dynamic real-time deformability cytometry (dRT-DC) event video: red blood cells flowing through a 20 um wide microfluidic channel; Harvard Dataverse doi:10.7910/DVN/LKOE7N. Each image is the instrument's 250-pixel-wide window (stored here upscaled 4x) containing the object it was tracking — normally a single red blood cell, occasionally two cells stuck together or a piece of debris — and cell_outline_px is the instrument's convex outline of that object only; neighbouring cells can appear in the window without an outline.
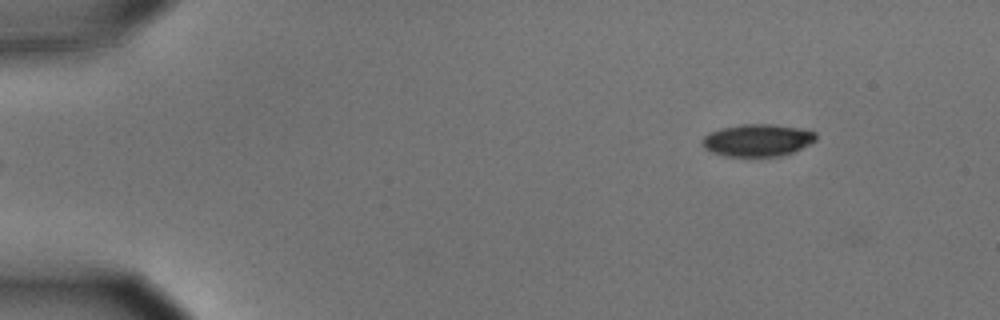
{"species": "common noctule bat (a hibernating species)", "species_latin": "Nyctalus noctula", "temperature_condition": "cold", "stored_images_in_passage": 3, "camera_frame_rate_fps": 3000, "um_per_image_px": 0.085, "animal": {"sex": "male", "body_mass_g": 15.6}, "frame": {"image": 1, "passage_image": 1, "time_ms": 0.0, "image_size_px": [1000, 320], "cell_outline_px": [[816, 140], [792, 152], [780, 156], [724, 156], [712, 152], [704, 148], [700, 144], [700, 140], [708, 132], [720, 128], [740, 124], [772, 124], [800, 128], [816, 132]], "centroid_in_image_um": [64.32, 11.91], "position_along_channel_um": 20.7, "area_um2": 21.5}}